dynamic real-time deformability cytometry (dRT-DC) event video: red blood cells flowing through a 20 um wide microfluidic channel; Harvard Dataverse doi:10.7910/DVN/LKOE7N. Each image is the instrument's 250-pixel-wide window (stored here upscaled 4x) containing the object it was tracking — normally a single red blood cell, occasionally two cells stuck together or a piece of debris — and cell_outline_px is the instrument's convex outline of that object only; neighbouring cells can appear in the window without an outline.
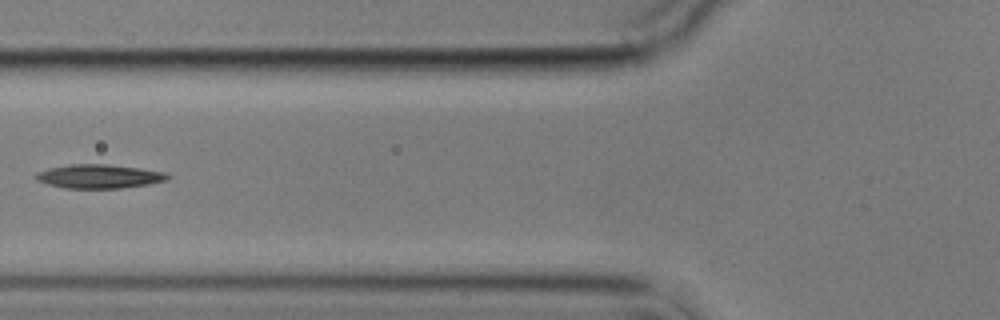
{"species": "common noctule bat (a hibernating species)", "species_latin": "Nyctalus noctula", "temperature_condition": "cold", "stored_images_in_passage": 5, "camera_frame_rate_fps": 3000, "um_per_image_px": 0.085, "animal": {"sex": "male", "body_mass_g": 17.9}, "frame": {"image": 1, "passage_image": 5, "time_ms": 5.0, "image_size_px": [1000, 320], "cell_outline_px": [[172, 176], [168, 180], [148, 184], [120, 188], [64, 188], [48, 184], [36, 180], [36, 172], [48, 168], [72, 164], [104, 164], [140, 168], [164, 172]], "centroid_in_image_um": [8.43, 14.99], "position_along_channel_um": 117.4, "area_um2": 18.26}}